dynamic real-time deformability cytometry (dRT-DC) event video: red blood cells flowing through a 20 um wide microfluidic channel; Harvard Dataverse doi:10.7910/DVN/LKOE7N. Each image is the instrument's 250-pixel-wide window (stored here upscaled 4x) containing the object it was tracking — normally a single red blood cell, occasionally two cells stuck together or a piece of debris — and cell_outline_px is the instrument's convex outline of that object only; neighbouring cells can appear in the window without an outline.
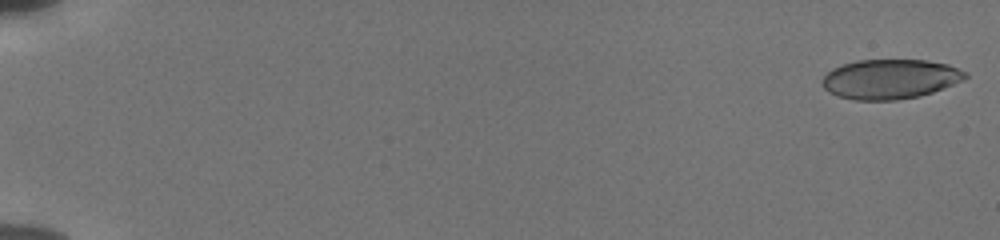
{"species": "human", "species_latin": "Homo sapiens", "temperature_condition": "cold", "stored_images_in_passage": 55, "camera_frame_rate_fps": 3000, "um_per_image_px": 0.085, "donor": {"sex": "male"}, "frame": {"image": 1, "passage_image": 1, "time_ms": 0.0, "image_size_px": [1000, 240], "cell_outline_px": [[968, 76], [964, 80], [932, 92], [916, 96], [896, 100], [856, 100], [840, 96], [828, 92], [824, 88], [820, 80], [832, 68], [856, 60], [924, 60], [948, 64], [968, 72]], "centroid_in_image_um": [75.66, 6.71], "position_along_channel_um": 9.3, "area_um2": 33.0}}
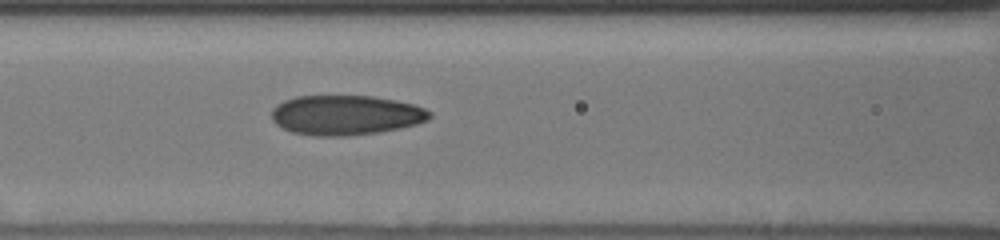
{"frame": {"image": 2, "passage_image": 26, "time_ms": 8.333, "image_size_px": [1000, 240], "cell_outline_px": [[432, 116], [428, 120], [416, 124], [400, 128], [380, 132], [348, 136], [312, 136], [292, 132], [276, 124], [272, 120], [272, 108], [276, 104], [284, 100], [296, 96], [372, 96], [396, 100], [412, 104], [424, 108], [432, 112]], "centroid_in_image_um": [29.39, 9.79], "position_along_channel_um": 137.2, "area_um2": 36.88}}
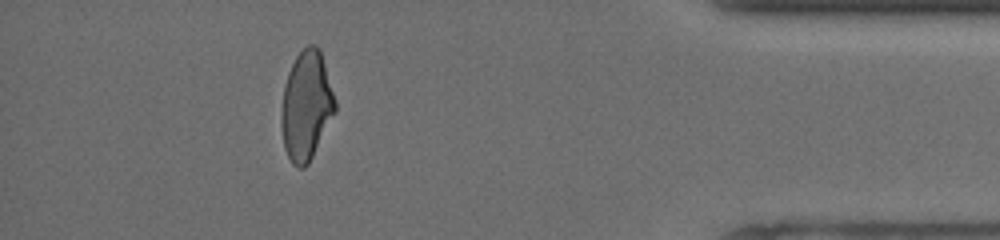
{"frame": {"image": 3, "passage_image": 50, "time_ms": 16.333, "image_size_px": [1000, 240], "cell_outline_px": [[336, 112], [308, 164], [304, 168], [296, 168], [292, 164], [284, 148], [280, 120], [280, 112], [284, 88], [288, 72], [296, 56], [308, 44], [316, 44], [320, 48], [336, 100]], "centroid_in_image_um": [26.04, 8.99], "position_along_channel_um": 409.2, "area_um2": 34.45}, "authors_computed_cell_mechanics": {"area_um2": 34.969, "velocity_mm_per_s": 3.8711, "shape_relaxation_time_tau1_ms": null, "shape_relaxation_time_tau2_ms": 1.8703, "deformation_change_tau1": null, "deformation_change_tau2": 0.09}}